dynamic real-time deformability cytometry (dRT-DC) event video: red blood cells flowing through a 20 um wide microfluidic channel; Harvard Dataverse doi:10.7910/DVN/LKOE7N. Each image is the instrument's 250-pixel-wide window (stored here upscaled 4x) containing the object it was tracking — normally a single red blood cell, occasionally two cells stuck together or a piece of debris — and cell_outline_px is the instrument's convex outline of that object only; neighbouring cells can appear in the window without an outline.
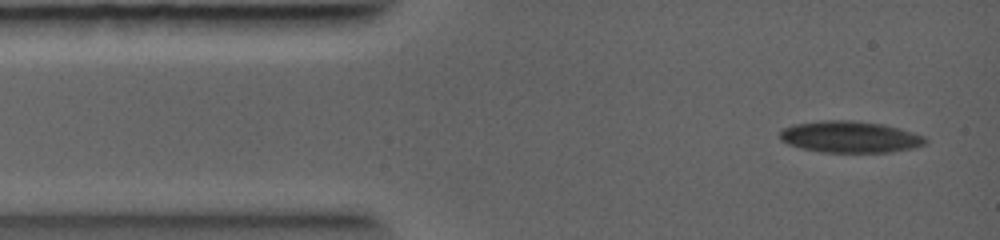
{"species": "common noctule bat (a hibernating species)", "species_latin": "Nyctalus noctula", "temperature_condition": "warm", "stored_images_in_passage": 4, "camera_frame_rate_fps": 5000, "um_per_image_px": 0.085, "animal": {"sex": "female", "body_mass_g": 19.0, "forearm_length_mm": 56.7}, "frame": {"image": 1, "passage_image": 1, "time_ms": 0.0, "image_size_px": [1000, 240], "cell_outline_px": [[928, 140], [924, 144], [912, 148], [892, 152], [824, 152], [800, 148], [788, 144], [780, 140], [780, 128], [792, 124], [824, 120], [852, 120], [880, 124], [900, 128], [924, 136]], "centroid_in_image_um": [72.2, 11.63], "position_along_channel_um": 12.8, "area_um2": 26.82}}
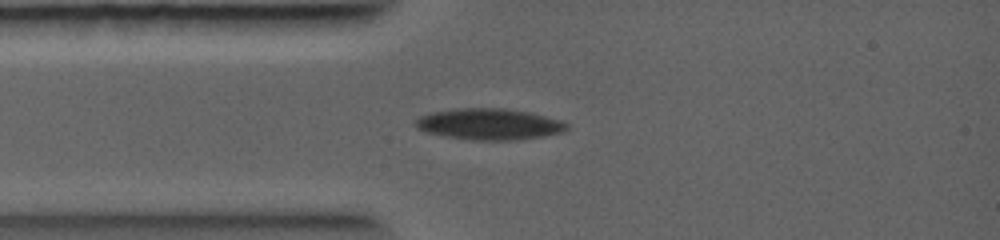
{"frame": {"image": 2, "passage_image": 3, "time_ms": 1.4, "image_size_px": [1000, 240], "cell_outline_px": [[568, 128], [564, 132], [544, 136], [512, 140], [472, 140], [424, 132], [416, 128], [416, 120], [420, 116], [432, 112], [452, 108], [504, 108], [528, 112], [560, 120], [568, 124]], "centroid_in_image_um": [41.58, 10.55], "position_along_channel_um": 43.4, "area_um2": 27.46}}
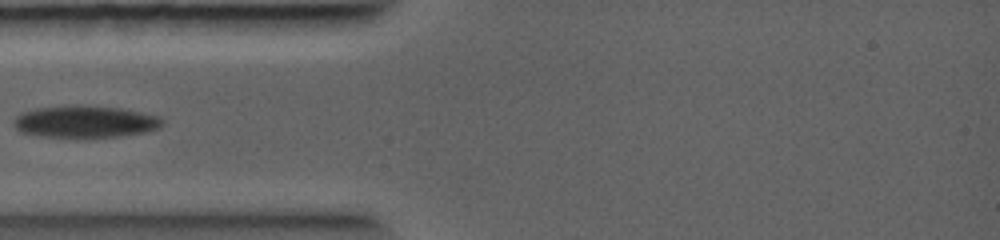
{"frame": {"image": 3, "passage_image": 4, "time_ms": 2.0, "image_size_px": [1000, 240], "cell_outline_px": [[164, 124], [160, 128], [144, 132], [120, 136], [40, 136], [20, 132], [16, 128], [12, 120], [20, 112], [36, 108], [76, 104], [80, 104], [120, 108], [160, 116], [164, 120]], "centroid_in_image_um": [7.23, 10.31], "position_along_channel_um": 77.8, "area_um2": 27.74}}